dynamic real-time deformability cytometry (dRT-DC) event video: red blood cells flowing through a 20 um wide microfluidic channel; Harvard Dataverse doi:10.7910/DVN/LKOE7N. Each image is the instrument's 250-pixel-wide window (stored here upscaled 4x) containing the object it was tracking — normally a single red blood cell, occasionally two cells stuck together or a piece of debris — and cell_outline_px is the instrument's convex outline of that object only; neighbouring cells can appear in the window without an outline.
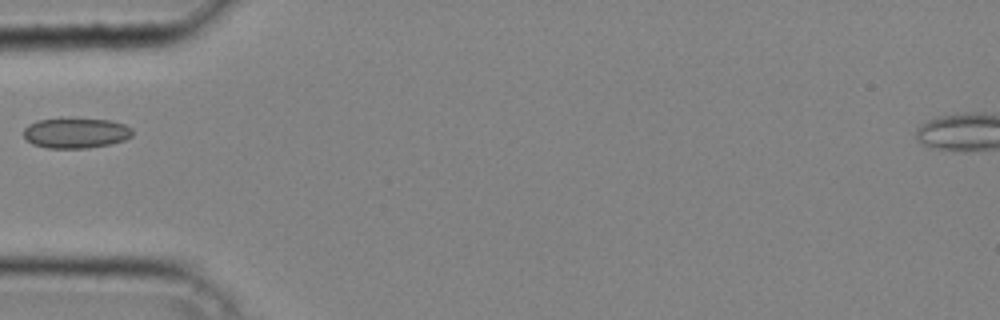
{"species": "common noctule bat (a hibernating species)", "species_latin": "Nyctalus noctula", "temperature_condition": "cold", "stored_images_in_passage": 24, "camera_frame_rate_fps": 3000, "um_per_image_px": 0.085, "animal": {"sex": "male", "body_mass_g": 20.4}, "frame": {"image": 1, "passage_image": 1, "time_ms": 0.0, "image_size_px": [1000, 320], "cell_outline_px": [[132, 136], [124, 140], [112, 144], [88, 148], [48, 148], [32, 144], [24, 136], [24, 128], [28, 124], [36, 120], [68, 116], [112, 120], [124, 124], [132, 128]], "centroid_in_image_um": [6.45, 11.26], "position_along_channel_um": 78.6, "area_um2": 20.0}}
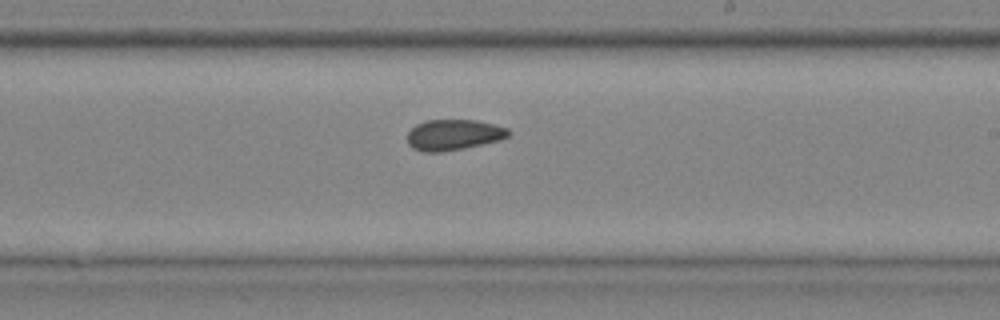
{"frame": {"image": 2, "passage_image": 12, "time_ms": 3.667, "image_size_px": [1000, 320], "cell_outline_px": [[512, 132], [508, 136], [500, 140], [464, 148], [444, 152], [424, 152], [412, 148], [408, 144], [408, 132], [416, 124], [424, 120], [476, 120], [508, 128]], "centroid_in_image_um": [38.55, 11.46], "position_along_channel_um": 250.5, "area_um2": 18.21}}
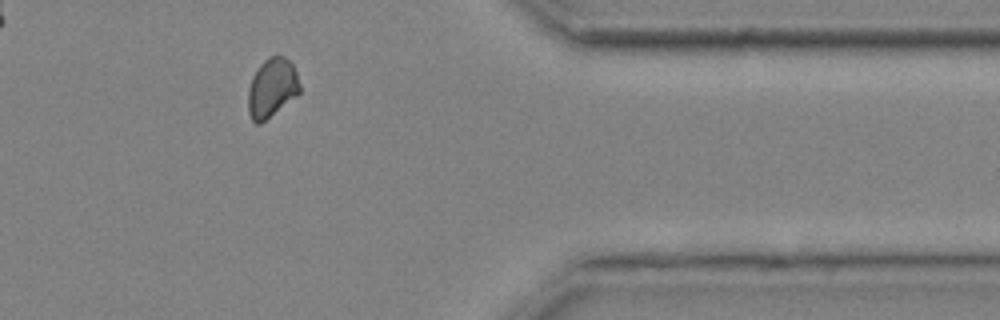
{"frame": {"image": 3, "passage_image": 22, "time_ms": 7.0, "image_size_px": [1000, 320], "cell_outline_px": [[300, 92], [296, 96], [260, 124], [256, 124], [252, 120], [248, 112], [248, 88], [252, 76], [260, 64], [268, 56], [284, 56], [292, 64], [296, 72], [300, 84]], "centroid_in_image_um": [23.1, 7.46], "position_along_channel_um": 388.3, "area_um2": 17.74}}